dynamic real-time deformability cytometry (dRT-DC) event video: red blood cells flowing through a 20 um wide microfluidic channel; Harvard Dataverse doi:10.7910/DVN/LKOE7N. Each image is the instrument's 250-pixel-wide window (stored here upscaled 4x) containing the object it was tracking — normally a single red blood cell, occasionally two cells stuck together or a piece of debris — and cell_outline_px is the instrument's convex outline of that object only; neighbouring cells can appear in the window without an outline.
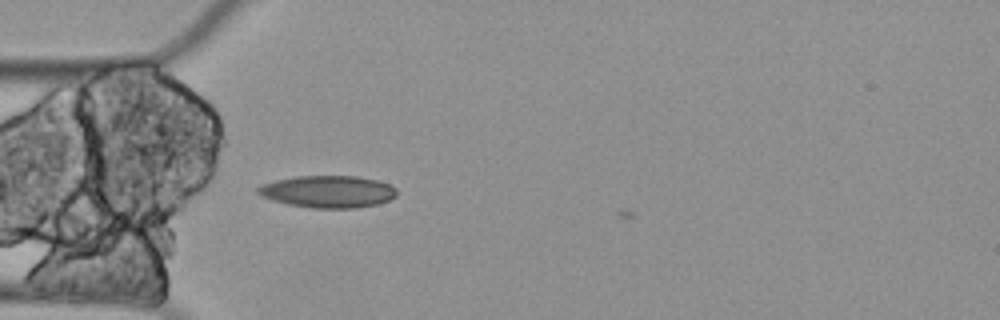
{"species": "Egyptian fruit bat (a non-hibernating species)", "species_latin": "Rousettus aegyptiacus", "temperature_condition": "cold", "stored_images_in_passage": 5, "camera_frame_rate_fps": 3000, "um_per_image_px": 0.085, "animal": {"sex": "female"}, "frame": {"image": 1, "passage_image": 5, "time_ms": 1.333, "image_size_px": [1000, 320], "cell_outline_px": [[396, 196], [388, 200], [376, 204], [356, 208], [312, 208], [288, 204], [272, 200], [260, 196], [256, 192], [256, 188], [260, 184], [276, 180], [296, 176], [356, 176], [376, 180], [388, 184], [396, 188]], "centroid_in_image_um": [27.83, 16.28], "position_along_channel_um": 57.2, "area_um2": 26.01}}